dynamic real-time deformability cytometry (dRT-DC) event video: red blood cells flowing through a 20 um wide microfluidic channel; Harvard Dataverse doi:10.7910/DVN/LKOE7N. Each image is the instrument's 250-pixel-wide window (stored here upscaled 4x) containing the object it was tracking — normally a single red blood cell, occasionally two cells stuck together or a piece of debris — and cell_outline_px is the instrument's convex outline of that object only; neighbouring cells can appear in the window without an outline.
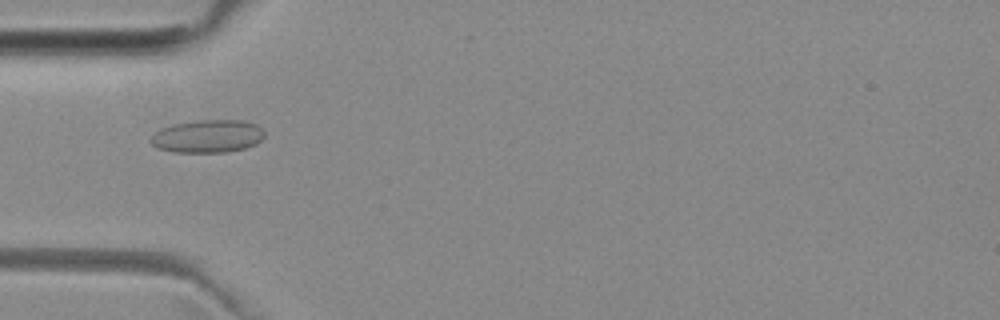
{"species": "common noctule bat (a hibernating species)", "species_latin": "Nyctalus noctula", "temperature_condition": "room temperature", "stored_images_in_passage": 54, "camera_frame_rate_fps": 3000, "um_per_image_px": 0.085, "animal": {"sex": "female", "body_mass_g": 29.2, "forearm_length_mm": 56.3}, "frame": {"image": 1, "passage_image": 18, "time_ms": 5.667, "image_size_px": [1000, 320], "cell_outline_px": [[264, 136], [256, 144], [244, 148], [228, 152], [176, 152], [156, 148], [148, 140], [160, 128], [172, 124], [200, 120], [240, 120], [256, 124], [264, 132]], "centroid_in_image_um": [17.62, 11.58], "position_along_channel_um": 67.4, "area_um2": 21.79}}
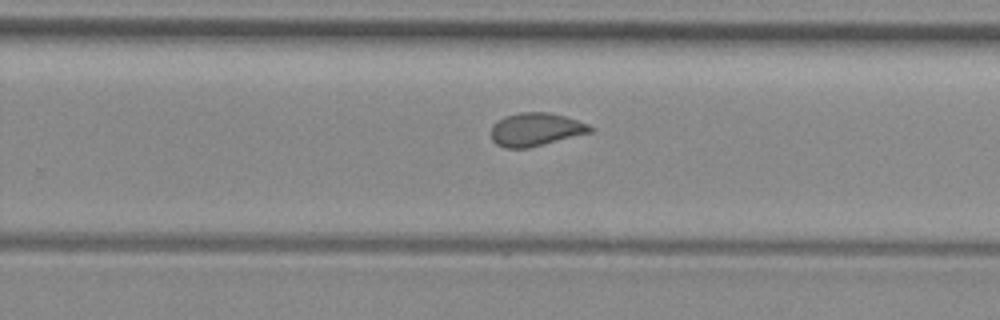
{"frame": {"image": 2, "passage_image": 35, "time_ms": 11.333, "image_size_px": [1000, 320], "cell_outline_px": [[592, 132], [528, 148], [504, 148], [496, 144], [492, 140], [492, 124], [504, 116], [520, 112], [548, 112], [564, 116], [588, 124], [592, 128]], "centroid_in_image_um": [45.5, 11.0], "position_along_channel_um": 284.3, "area_um2": 19.07}}
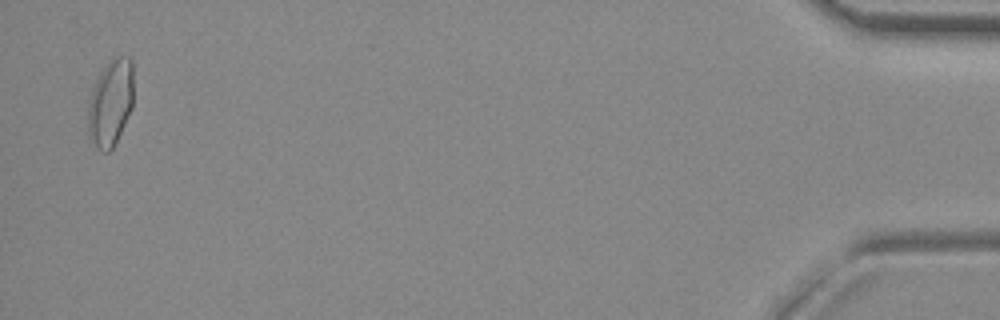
{"frame": {"image": 3, "passage_image": 53, "time_ms": 17.333, "image_size_px": [1000, 320], "cell_outline_px": [[132, 108], [112, 148], [108, 152], [100, 152], [88, 136], [88, 104], [96, 80], [104, 64], [116, 56], [128, 56], [132, 60]], "centroid_in_image_um": [9.38, 8.72], "position_along_channel_um": 425.8, "area_um2": 22.89}, "authors_computed_cell_mechanics": {"area_um2": 19.9121, "velocity_mm_per_s": 3.8535, "shape_relaxation_time_tau1_ms": null, "shape_relaxation_time_tau2_ms": 1.1648, "deformation_change_tau1": null, "deformation_change_tau2": 0.0546}}